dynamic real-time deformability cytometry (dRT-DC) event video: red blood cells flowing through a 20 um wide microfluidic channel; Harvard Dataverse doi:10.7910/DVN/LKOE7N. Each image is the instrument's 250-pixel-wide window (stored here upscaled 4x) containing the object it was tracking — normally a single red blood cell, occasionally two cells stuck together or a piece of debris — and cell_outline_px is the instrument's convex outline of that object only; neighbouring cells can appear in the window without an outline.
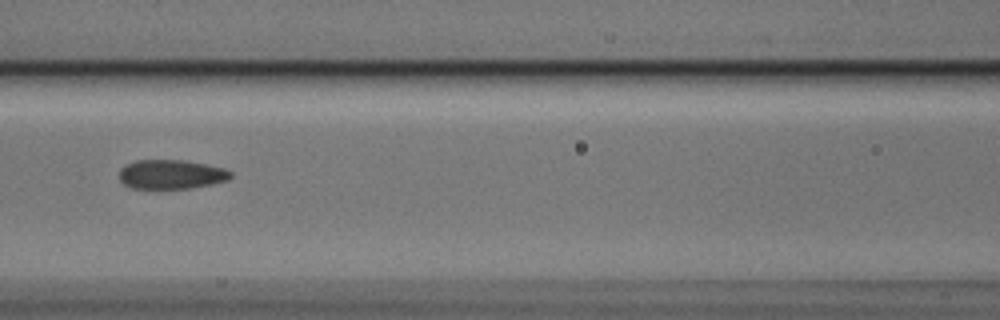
{"species": "Egyptian fruit bat (a non-hibernating species)", "species_latin": "Rousettus aegyptiacus", "temperature_condition": "cold", "stored_images_in_passage": 4, "camera_frame_rate_fps": 3000, "um_per_image_px": 0.085, "animal": {"sex": "male"}, "frame": {"image": 1, "passage_image": 4, "time_ms": 1.0, "image_size_px": [1000, 320], "cell_outline_px": [[232, 176], [228, 180], [212, 184], [188, 188], [132, 188], [124, 184], [120, 180], [120, 168], [136, 160], [184, 160], [224, 168], [232, 172]], "centroid_in_image_um": [14.56, 14.82], "position_along_channel_um": 152.0, "area_um2": 18.84}}